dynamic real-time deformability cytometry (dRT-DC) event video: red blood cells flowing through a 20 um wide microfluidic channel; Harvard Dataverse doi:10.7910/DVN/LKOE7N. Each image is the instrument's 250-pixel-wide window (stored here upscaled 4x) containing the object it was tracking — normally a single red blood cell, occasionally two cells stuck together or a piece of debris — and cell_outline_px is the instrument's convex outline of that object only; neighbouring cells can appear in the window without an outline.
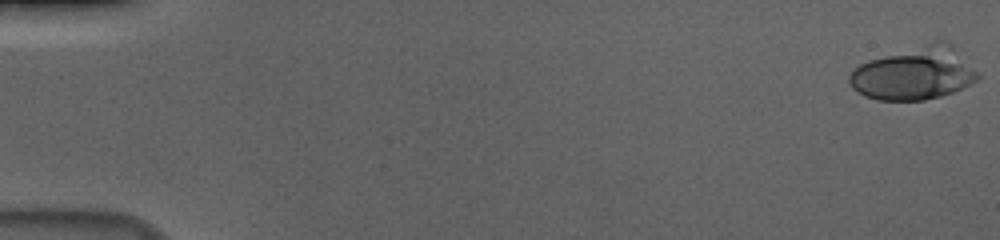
{"species": "human", "species_latin": "Homo sapiens", "temperature_condition": "cold", "stored_images_in_passage": 22, "camera_frame_rate_fps": 3000, "um_per_image_px": 0.085, "donor": {"sex": "male"}, "frame": {"image": 1, "passage_image": 1, "time_ms": 0.0, "image_size_px": [1000, 240], "cell_outline_px": [[980, 76], [976, 80], [952, 92], [940, 96], [924, 100], [876, 100], [864, 96], [852, 88], [848, 80], [848, 76], [860, 64], [868, 60], [940, 36], [952, 44]], "centroid_in_image_um": [77.69, 6.18], "position_along_channel_um": 7.3, "area_um2": 40.0}}
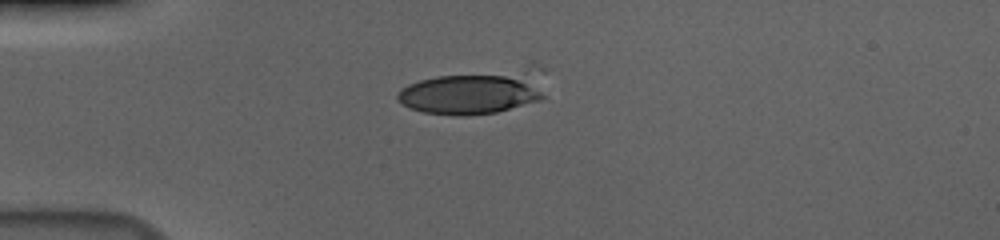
{"frame": {"image": 2, "passage_image": 16, "time_ms": 5.0, "image_size_px": [1000, 240], "cell_outline_px": [[544, 96], [540, 100], [496, 112], [464, 116], [460, 116], [424, 112], [408, 108], [396, 100], [396, 96], [400, 88], [408, 84], [420, 80], [436, 76], [536, 64], [544, 68]], "centroid_in_image_um": [40.4, 7.76], "position_along_channel_um": 44.6, "area_um2": 39.48}}